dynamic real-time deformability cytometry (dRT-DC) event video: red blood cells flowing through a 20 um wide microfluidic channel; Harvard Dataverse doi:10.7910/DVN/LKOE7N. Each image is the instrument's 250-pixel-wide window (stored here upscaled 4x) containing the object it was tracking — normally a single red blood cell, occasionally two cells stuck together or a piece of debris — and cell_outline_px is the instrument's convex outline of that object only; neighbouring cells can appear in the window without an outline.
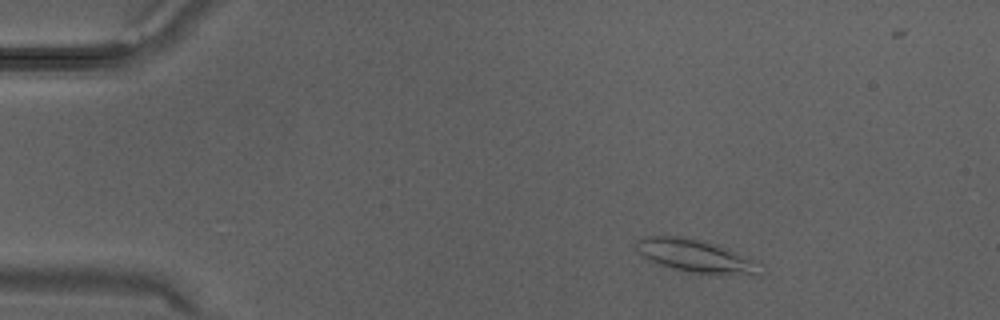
{"species": "Egyptian fruit bat (a non-hibernating species)", "species_latin": "Rousettus aegyptiacus", "temperature_condition": "warm", "stored_images_in_passage": 31, "camera_frame_rate_fps": 3000, "um_per_image_px": 0.085, "animal": {"sex": "male"}, "frame": {"image": 1, "passage_image": 3, "time_ms": 0.667, "image_size_px": [1000, 320], "cell_outline_px": [[764, 272], [692, 272], [660, 264], [648, 260], [636, 248], [636, 240], [644, 236], [680, 236], [704, 240], [728, 248], [764, 264]], "centroid_in_image_um": [59.09, 21.69], "position_along_channel_um": 25.9, "area_um2": 22.89}}
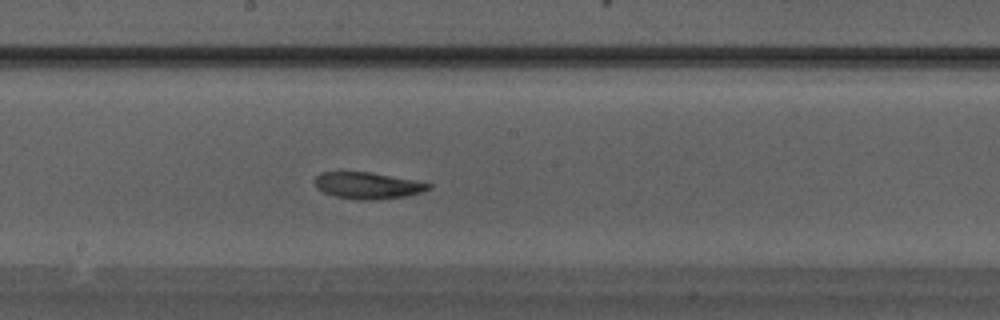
{"frame": {"image": 2, "passage_image": 16, "time_ms": 5.0, "image_size_px": [1000, 320], "cell_outline_px": [[432, 188], [420, 192], [404, 196], [368, 200], [356, 200], [336, 196], [324, 192], [316, 188], [316, 176], [320, 172], [372, 172], [416, 180], [432, 184]], "centroid_in_image_um": [31.27, 15.76], "position_along_channel_um": 216.9, "area_um2": 17.51}}
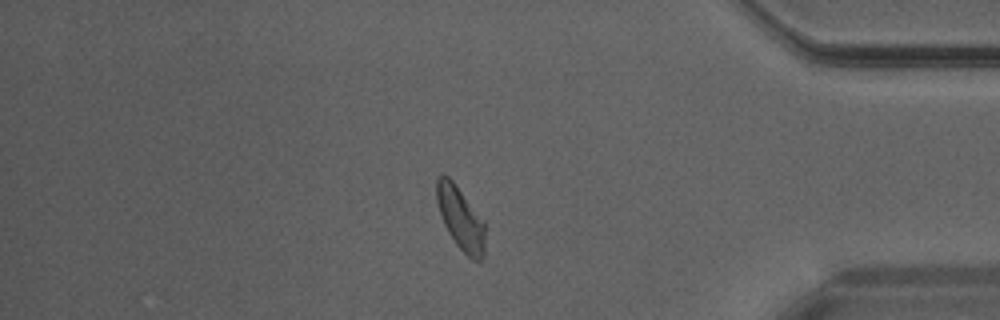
{"frame": {"image": 3, "passage_image": 26, "time_ms": 8.333, "image_size_px": [1000, 320], "cell_outline_px": [[484, 256], [480, 260], [472, 260], [456, 244], [448, 232], [444, 224], [436, 200], [436, 180], [440, 176], [448, 176], [452, 180], [484, 224]], "centroid_in_image_um": [39.12, 18.59], "position_along_channel_um": 396.1, "area_um2": 17.05}}